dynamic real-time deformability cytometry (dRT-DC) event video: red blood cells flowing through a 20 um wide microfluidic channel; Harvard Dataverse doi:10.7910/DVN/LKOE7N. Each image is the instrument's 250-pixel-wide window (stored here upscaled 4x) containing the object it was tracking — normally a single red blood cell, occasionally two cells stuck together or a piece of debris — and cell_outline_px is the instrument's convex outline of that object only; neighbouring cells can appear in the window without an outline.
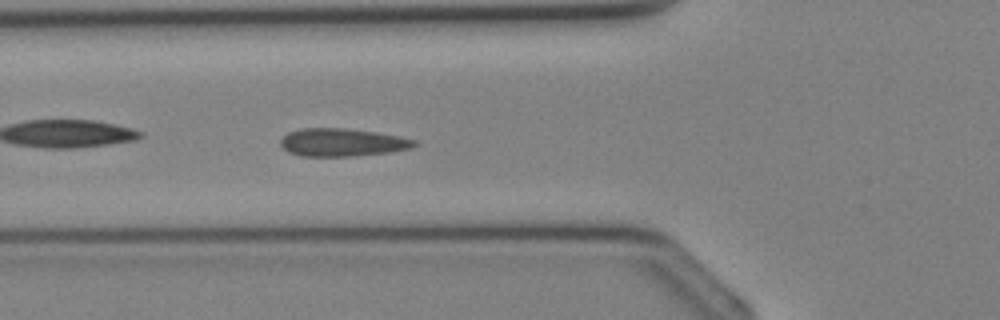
{"species": "Egyptian fruit bat (a non-hibernating species)", "species_latin": "Rousettus aegyptiacus", "temperature_condition": "cold", "stored_images_in_passage": 31, "camera_frame_rate_fps": 3000, "um_per_image_px": 0.085, "animal": {"sex": "female"}, "frame": {"image": 1, "passage_image": 8, "time_ms": 2.333, "image_size_px": [1000, 320], "cell_outline_px": [[416, 144], [412, 148], [388, 152], [352, 156], [300, 156], [288, 152], [280, 144], [280, 140], [288, 132], [300, 128], [344, 128], [376, 132], [400, 136], [416, 140]], "centroid_in_image_um": [29.07, 12.1], "position_along_channel_um": 96.7, "area_um2": 21.73}}
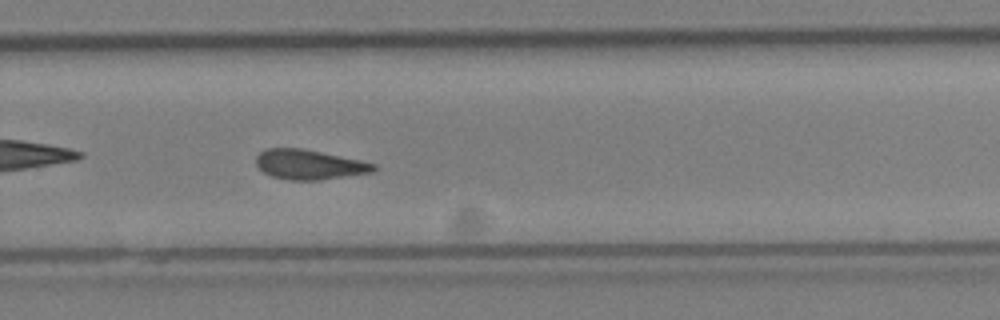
{"frame": {"image": 2, "passage_image": 19, "time_ms": 6.0, "image_size_px": [1000, 320], "cell_outline_px": [[376, 168], [372, 172], [316, 180], [288, 180], [272, 176], [264, 172], [256, 164], [256, 156], [264, 148], [300, 148], [360, 160], [376, 164]], "centroid_in_image_um": [26.24, 13.98], "position_along_channel_um": 303.6, "area_um2": 20.11}}
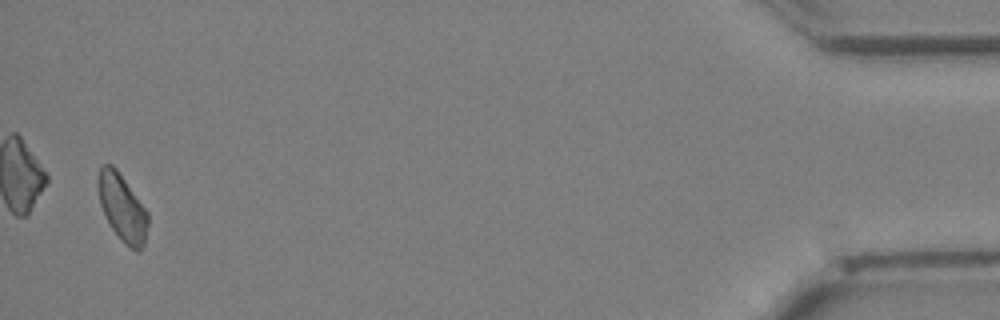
{"frame": {"image": 3, "passage_image": 30, "time_ms": 9.667, "image_size_px": [1000, 320], "cell_outline_px": [[148, 224], [144, 244], [140, 252], [136, 252], [124, 244], [120, 240], [112, 228], [100, 204], [96, 184], [96, 180], [100, 168], [104, 164], [112, 164], [116, 168], [148, 212]], "centroid_in_image_um": [10.39, 17.66], "position_along_channel_um": 424.8, "area_um2": 19.54}}